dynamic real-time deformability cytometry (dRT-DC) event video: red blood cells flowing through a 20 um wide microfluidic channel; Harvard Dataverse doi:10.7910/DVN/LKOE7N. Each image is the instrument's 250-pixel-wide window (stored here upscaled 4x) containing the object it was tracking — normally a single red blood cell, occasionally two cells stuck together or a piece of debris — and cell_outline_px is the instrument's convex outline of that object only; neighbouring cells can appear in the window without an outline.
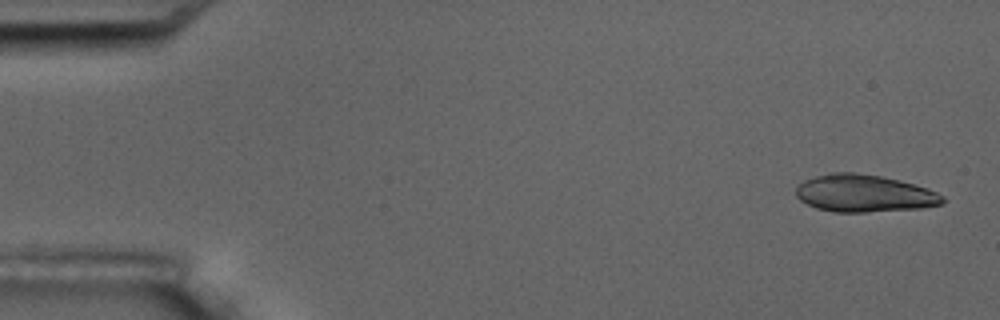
{"species": "common noctule bat (a hibernating species)", "species_latin": "Nyctalus noctula", "temperature_condition": "room temperature", "stored_images_in_passage": 4, "camera_frame_rate_fps": 3000, "um_per_image_px": 0.085, "animal": {"sex": "male", "body_mass_g": 17.5, "forearm_length_mm": 52.3}, "frame": {"image": 1, "passage_image": 1, "time_ms": 0.0, "image_size_px": [1000, 320], "cell_outline_px": [[944, 200], [940, 204], [920, 208], [864, 212], [832, 212], [816, 208], [800, 200], [796, 196], [796, 188], [804, 180], [816, 176], [832, 172], [856, 172], [880, 176], [900, 180], [928, 188], [944, 196]], "centroid_in_image_um": [73.44, 16.43], "position_along_channel_um": 11.6, "area_um2": 31.85}}